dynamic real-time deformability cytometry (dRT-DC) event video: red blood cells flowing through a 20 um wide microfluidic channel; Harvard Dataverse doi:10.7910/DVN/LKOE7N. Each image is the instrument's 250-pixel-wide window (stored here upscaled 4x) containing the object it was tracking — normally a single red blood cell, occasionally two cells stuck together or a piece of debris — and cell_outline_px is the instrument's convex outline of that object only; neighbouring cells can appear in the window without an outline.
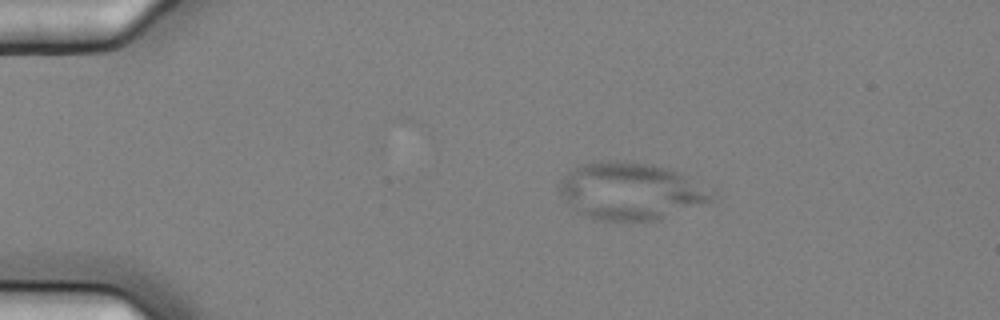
{"species": "common noctule bat (a hibernating species)", "species_latin": "Nyctalus noctula", "temperature_condition": "cold", "stored_images_in_passage": 4, "camera_frame_rate_fps": 3000, "um_per_image_px": 0.085, "animal": {"sex": "female", "body_mass_g": 25.1}, "frame": {"image": 1, "passage_image": 2, "time_ms": 0.333, "image_size_px": [1000, 320], "cell_outline_px": [[712, 200], [656, 220], [592, 220], [576, 212], [560, 192], [560, 180], [568, 172], [580, 164], [600, 160], [616, 160], [652, 164], [676, 172], [708, 196]], "centroid_in_image_um": [53.39, 16.24], "position_along_channel_um": 31.6, "area_um2": 48.84}}